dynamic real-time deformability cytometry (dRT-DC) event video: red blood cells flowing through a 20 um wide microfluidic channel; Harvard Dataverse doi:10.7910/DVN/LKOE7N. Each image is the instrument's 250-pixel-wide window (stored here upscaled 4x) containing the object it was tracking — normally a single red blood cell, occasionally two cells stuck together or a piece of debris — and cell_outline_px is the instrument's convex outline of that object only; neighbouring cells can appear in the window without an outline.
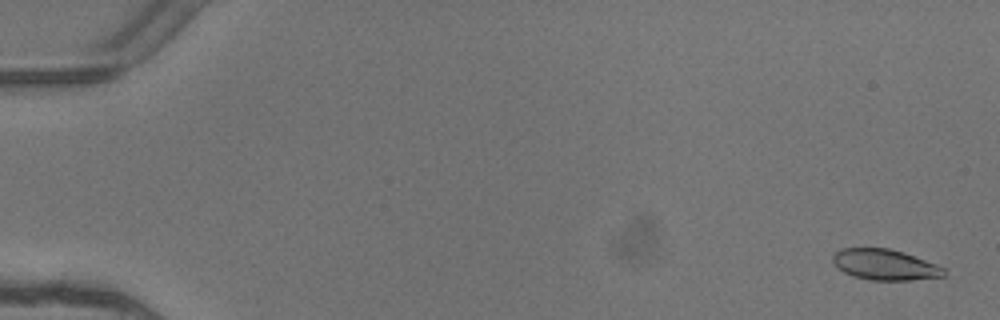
{"species": "common noctule bat (a hibernating species)", "species_latin": "Nyctalus noctula", "temperature_condition": "warm", "stored_images_in_passage": 6, "camera_frame_rate_fps": 3000, "um_per_image_px": 0.085, "animal": {"sex": "female"}, "frame": {"image": 1, "passage_image": 1, "time_ms": 0.0, "image_size_px": [1000, 320], "cell_outline_px": [[948, 276], [912, 280], [868, 280], [852, 276], [844, 272], [832, 260], [832, 256], [840, 248], [888, 248], [904, 252], [936, 264], [944, 268]], "centroid_in_image_um": [75.25, 22.5], "position_along_channel_um": 9.8, "area_um2": 20.0}}
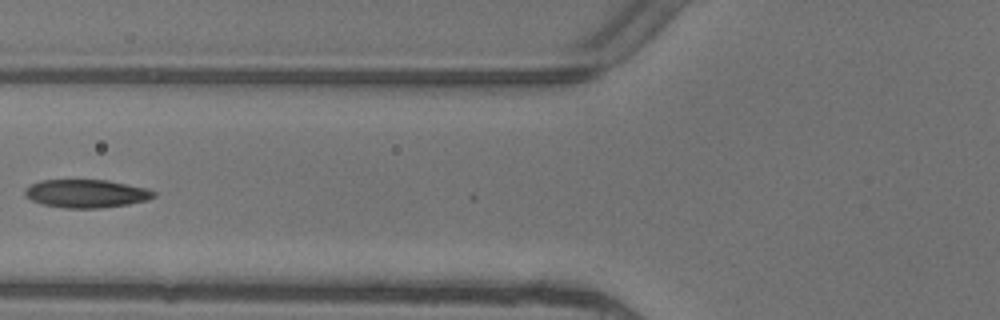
{"frame": {"image": 2, "passage_image": 6, "time_ms": 1.667, "image_size_px": [1000, 320], "cell_outline_px": [[156, 196], [148, 200], [128, 204], [100, 208], [64, 208], [44, 204], [32, 200], [24, 196], [24, 188], [40, 180], [108, 180], [144, 188], [156, 192]], "centroid_in_image_um": [7.31, 16.45], "position_along_channel_um": 118.5, "area_um2": 21.1}}